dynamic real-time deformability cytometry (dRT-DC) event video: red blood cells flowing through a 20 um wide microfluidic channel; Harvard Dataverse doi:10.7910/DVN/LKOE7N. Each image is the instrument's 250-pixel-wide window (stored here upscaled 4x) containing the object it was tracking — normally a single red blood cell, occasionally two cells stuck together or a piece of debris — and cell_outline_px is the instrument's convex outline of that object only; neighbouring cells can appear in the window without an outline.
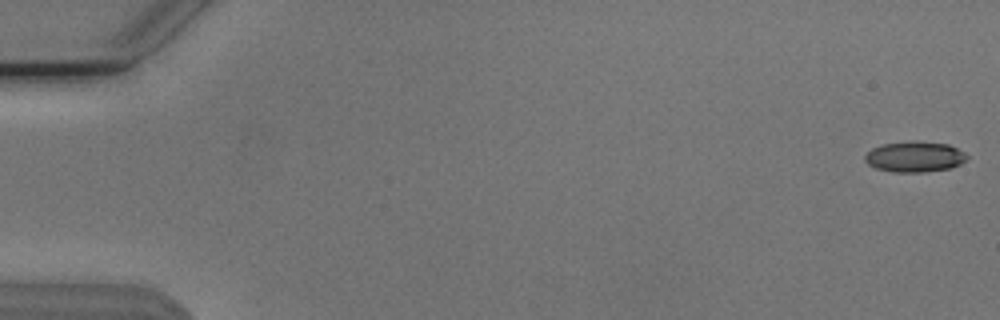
{"species": "Egyptian fruit bat (a non-hibernating species)", "species_latin": "Rousettus aegyptiacus", "temperature_condition": "cold", "stored_images_in_passage": 18, "camera_frame_rate_fps": 3000, "um_per_image_px": 0.085, "animal": {"sex": "male"}, "frame": {"image": 1, "passage_image": 1, "time_ms": 0.0, "image_size_px": [1000, 320], "cell_outline_px": [[968, 156], [960, 164], [948, 168], [924, 172], [892, 172], [876, 168], [868, 164], [864, 160], [864, 156], [872, 148], [884, 144], [912, 140], [948, 144], [964, 152]], "centroid_in_image_um": [77.72, 13.32], "position_along_channel_um": 7.3, "area_um2": 18.15}}
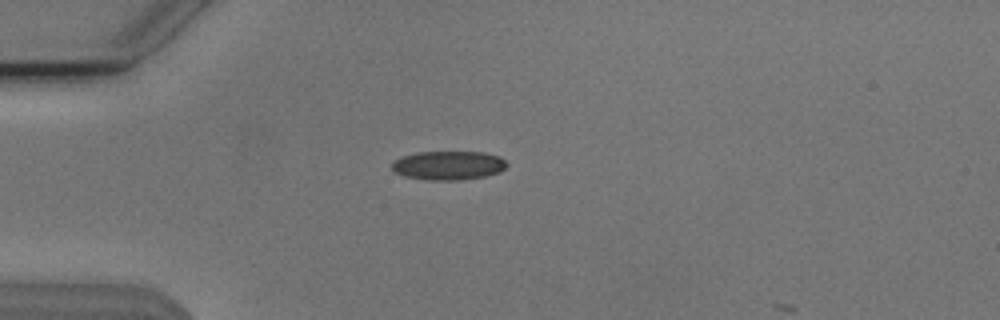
{"frame": {"image": 2, "passage_image": 15, "time_ms": 4.667, "image_size_px": [1000, 320], "cell_outline_px": [[508, 164], [500, 172], [484, 176], [460, 180], [428, 180], [404, 176], [392, 172], [392, 164], [400, 156], [416, 152], [484, 152], [500, 156]], "centroid_in_image_um": [38.09, 14.06], "position_along_channel_um": 46.9, "area_um2": 19.48}}